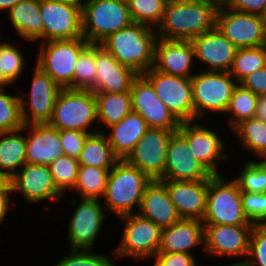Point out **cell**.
Instances as JSON below:
<instances>
[{
    "label": "cell",
    "instance_id": "1",
    "mask_svg": "<svg viewBox=\"0 0 266 266\" xmlns=\"http://www.w3.org/2000/svg\"><path fill=\"white\" fill-rule=\"evenodd\" d=\"M218 5L208 0H168L157 36L191 41L216 25Z\"/></svg>",
    "mask_w": 266,
    "mask_h": 266
},
{
    "label": "cell",
    "instance_id": "2",
    "mask_svg": "<svg viewBox=\"0 0 266 266\" xmlns=\"http://www.w3.org/2000/svg\"><path fill=\"white\" fill-rule=\"evenodd\" d=\"M157 32L151 26L132 22L126 28L110 34L100 45L121 65L144 74L154 66Z\"/></svg>",
    "mask_w": 266,
    "mask_h": 266
},
{
    "label": "cell",
    "instance_id": "3",
    "mask_svg": "<svg viewBox=\"0 0 266 266\" xmlns=\"http://www.w3.org/2000/svg\"><path fill=\"white\" fill-rule=\"evenodd\" d=\"M152 179L126 160H119L109 171L103 199L104 205L119 218L138 210L146 187Z\"/></svg>",
    "mask_w": 266,
    "mask_h": 266
},
{
    "label": "cell",
    "instance_id": "4",
    "mask_svg": "<svg viewBox=\"0 0 266 266\" xmlns=\"http://www.w3.org/2000/svg\"><path fill=\"white\" fill-rule=\"evenodd\" d=\"M81 17L83 38L94 44L133 22L128 4L119 0H84Z\"/></svg>",
    "mask_w": 266,
    "mask_h": 266
},
{
    "label": "cell",
    "instance_id": "5",
    "mask_svg": "<svg viewBox=\"0 0 266 266\" xmlns=\"http://www.w3.org/2000/svg\"><path fill=\"white\" fill-rule=\"evenodd\" d=\"M241 194L235 179L226 182L222 174L212 175L209 178L203 224L254 225L243 212Z\"/></svg>",
    "mask_w": 266,
    "mask_h": 266
},
{
    "label": "cell",
    "instance_id": "6",
    "mask_svg": "<svg viewBox=\"0 0 266 266\" xmlns=\"http://www.w3.org/2000/svg\"><path fill=\"white\" fill-rule=\"evenodd\" d=\"M97 119V102L93 91L62 88L56 98L53 114L47 123L57 130L88 132Z\"/></svg>",
    "mask_w": 266,
    "mask_h": 266
},
{
    "label": "cell",
    "instance_id": "7",
    "mask_svg": "<svg viewBox=\"0 0 266 266\" xmlns=\"http://www.w3.org/2000/svg\"><path fill=\"white\" fill-rule=\"evenodd\" d=\"M88 44L83 37L42 42L36 66L61 88L73 89L75 64L80 52Z\"/></svg>",
    "mask_w": 266,
    "mask_h": 266
},
{
    "label": "cell",
    "instance_id": "8",
    "mask_svg": "<svg viewBox=\"0 0 266 266\" xmlns=\"http://www.w3.org/2000/svg\"><path fill=\"white\" fill-rule=\"evenodd\" d=\"M230 72L201 71L191 77L192 100L194 104L195 120L203 117L205 109L225 113L233 89L237 85Z\"/></svg>",
    "mask_w": 266,
    "mask_h": 266
},
{
    "label": "cell",
    "instance_id": "9",
    "mask_svg": "<svg viewBox=\"0 0 266 266\" xmlns=\"http://www.w3.org/2000/svg\"><path fill=\"white\" fill-rule=\"evenodd\" d=\"M143 75L151 82L157 96L180 123L195 120L191 78L159 72L153 67Z\"/></svg>",
    "mask_w": 266,
    "mask_h": 266
},
{
    "label": "cell",
    "instance_id": "10",
    "mask_svg": "<svg viewBox=\"0 0 266 266\" xmlns=\"http://www.w3.org/2000/svg\"><path fill=\"white\" fill-rule=\"evenodd\" d=\"M120 218L126 224L115 254L121 258L132 256L137 260L153 258L159 250L162 228L136 211Z\"/></svg>",
    "mask_w": 266,
    "mask_h": 266
},
{
    "label": "cell",
    "instance_id": "11",
    "mask_svg": "<svg viewBox=\"0 0 266 266\" xmlns=\"http://www.w3.org/2000/svg\"><path fill=\"white\" fill-rule=\"evenodd\" d=\"M215 27L237 48L266 45L262 15L219 6Z\"/></svg>",
    "mask_w": 266,
    "mask_h": 266
},
{
    "label": "cell",
    "instance_id": "12",
    "mask_svg": "<svg viewBox=\"0 0 266 266\" xmlns=\"http://www.w3.org/2000/svg\"><path fill=\"white\" fill-rule=\"evenodd\" d=\"M43 42L82 38L81 6L59 0H40Z\"/></svg>",
    "mask_w": 266,
    "mask_h": 266
},
{
    "label": "cell",
    "instance_id": "13",
    "mask_svg": "<svg viewBox=\"0 0 266 266\" xmlns=\"http://www.w3.org/2000/svg\"><path fill=\"white\" fill-rule=\"evenodd\" d=\"M174 132L149 128L125 160L152 180H159L164 175L167 147Z\"/></svg>",
    "mask_w": 266,
    "mask_h": 266
},
{
    "label": "cell",
    "instance_id": "14",
    "mask_svg": "<svg viewBox=\"0 0 266 266\" xmlns=\"http://www.w3.org/2000/svg\"><path fill=\"white\" fill-rule=\"evenodd\" d=\"M31 84L27 100H24V96H20L22 121L24 125L47 124L52 117L56 98L62 88L38 66L34 69Z\"/></svg>",
    "mask_w": 266,
    "mask_h": 266
},
{
    "label": "cell",
    "instance_id": "15",
    "mask_svg": "<svg viewBox=\"0 0 266 266\" xmlns=\"http://www.w3.org/2000/svg\"><path fill=\"white\" fill-rule=\"evenodd\" d=\"M130 92L133 112L140 114L149 128L178 131L180 122L157 96L153 85L143 74L135 77Z\"/></svg>",
    "mask_w": 266,
    "mask_h": 266
},
{
    "label": "cell",
    "instance_id": "16",
    "mask_svg": "<svg viewBox=\"0 0 266 266\" xmlns=\"http://www.w3.org/2000/svg\"><path fill=\"white\" fill-rule=\"evenodd\" d=\"M101 203L99 199L81 198L67 228L71 250H93L103 220L107 216Z\"/></svg>",
    "mask_w": 266,
    "mask_h": 266
},
{
    "label": "cell",
    "instance_id": "17",
    "mask_svg": "<svg viewBox=\"0 0 266 266\" xmlns=\"http://www.w3.org/2000/svg\"><path fill=\"white\" fill-rule=\"evenodd\" d=\"M212 174L193 156L187 140L174 132L167 147L164 175L160 181H198L209 180Z\"/></svg>",
    "mask_w": 266,
    "mask_h": 266
},
{
    "label": "cell",
    "instance_id": "18",
    "mask_svg": "<svg viewBox=\"0 0 266 266\" xmlns=\"http://www.w3.org/2000/svg\"><path fill=\"white\" fill-rule=\"evenodd\" d=\"M254 225L204 224V250L214 256H248Z\"/></svg>",
    "mask_w": 266,
    "mask_h": 266
},
{
    "label": "cell",
    "instance_id": "19",
    "mask_svg": "<svg viewBox=\"0 0 266 266\" xmlns=\"http://www.w3.org/2000/svg\"><path fill=\"white\" fill-rule=\"evenodd\" d=\"M192 123V121L180 123L178 132L187 140L194 158L212 175H219L217 162L227 159V155L223 153L225 152L223 139L207 127Z\"/></svg>",
    "mask_w": 266,
    "mask_h": 266
},
{
    "label": "cell",
    "instance_id": "20",
    "mask_svg": "<svg viewBox=\"0 0 266 266\" xmlns=\"http://www.w3.org/2000/svg\"><path fill=\"white\" fill-rule=\"evenodd\" d=\"M11 192H20L27 202L58 200L62 195L54 182L48 165L26 163L8 181Z\"/></svg>",
    "mask_w": 266,
    "mask_h": 266
},
{
    "label": "cell",
    "instance_id": "21",
    "mask_svg": "<svg viewBox=\"0 0 266 266\" xmlns=\"http://www.w3.org/2000/svg\"><path fill=\"white\" fill-rule=\"evenodd\" d=\"M182 219L203 220L206 212L209 180L161 181Z\"/></svg>",
    "mask_w": 266,
    "mask_h": 266
},
{
    "label": "cell",
    "instance_id": "22",
    "mask_svg": "<svg viewBox=\"0 0 266 266\" xmlns=\"http://www.w3.org/2000/svg\"><path fill=\"white\" fill-rule=\"evenodd\" d=\"M195 59L207 64L206 71L230 72L237 47L216 27L191 40Z\"/></svg>",
    "mask_w": 266,
    "mask_h": 266
},
{
    "label": "cell",
    "instance_id": "23",
    "mask_svg": "<svg viewBox=\"0 0 266 266\" xmlns=\"http://www.w3.org/2000/svg\"><path fill=\"white\" fill-rule=\"evenodd\" d=\"M195 50L191 41L157 38L154 66L159 72L191 78Z\"/></svg>",
    "mask_w": 266,
    "mask_h": 266
},
{
    "label": "cell",
    "instance_id": "24",
    "mask_svg": "<svg viewBox=\"0 0 266 266\" xmlns=\"http://www.w3.org/2000/svg\"><path fill=\"white\" fill-rule=\"evenodd\" d=\"M95 92L123 93L130 91L138 75L132 69L121 65L100 44H95Z\"/></svg>",
    "mask_w": 266,
    "mask_h": 266
},
{
    "label": "cell",
    "instance_id": "25",
    "mask_svg": "<svg viewBox=\"0 0 266 266\" xmlns=\"http://www.w3.org/2000/svg\"><path fill=\"white\" fill-rule=\"evenodd\" d=\"M26 138V163L49 165L63 155L59 131L48 124L24 125Z\"/></svg>",
    "mask_w": 266,
    "mask_h": 266
},
{
    "label": "cell",
    "instance_id": "26",
    "mask_svg": "<svg viewBox=\"0 0 266 266\" xmlns=\"http://www.w3.org/2000/svg\"><path fill=\"white\" fill-rule=\"evenodd\" d=\"M137 213L162 229L182 219L170 199L166 186L160 180H152L146 187Z\"/></svg>",
    "mask_w": 266,
    "mask_h": 266
},
{
    "label": "cell",
    "instance_id": "27",
    "mask_svg": "<svg viewBox=\"0 0 266 266\" xmlns=\"http://www.w3.org/2000/svg\"><path fill=\"white\" fill-rule=\"evenodd\" d=\"M204 245V224L197 219H181L162 229L158 253H190V248Z\"/></svg>",
    "mask_w": 266,
    "mask_h": 266
},
{
    "label": "cell",
    "instance_id": "28",
    "mask_svg": "<svg viewBox=\"0 0 266 266\" xmlns=\"http://www.w3.org/2000/svg\"><path fill=\"white\" fill-rule=\"evenodd\" d=\"M109 129L111 134L107 135V138L114 154L120 160H125L149 126L140 114L132 111Z\"/></svg>",
    "mask_w": 266,
    "mask_h": 266
},
{
    "label": "cell",
    "instance_id": "29",
    "mask_svg": "<svg viewBox=\"0 0 266 266\" xmlns=\"http://www.w3.org/2000/svg\"><path fill=\"white\" fill-rule=\"evenodd\" d=\"M15 32L28 41L43 40L44 24L40 0H22L9 10Z\"/></svg>",
    "mask_w": 266,
    "mask_h": 266
},
{
    "label": "cell",
    "instance_id": "30",
    "mask_svg": "<svg viewBox=\"0 0 266 266\" xmlns=\"http://www.w3.org/2000/svg\"><path fill=\"white\" fill-rule=\"evenodd\" d=\"M21 131L0 132V175L6 181L26 164V138Z\"/></svg>",
    "mask_w": 266,
    "mask_h": 266
},
{
    "label": "cell",
    "instance_id": "31",
    "mask_svg": "<svg viewBox=\"0 0 266 266\" xmlns=\"http://www.w3.org/2000/svg\"><path fill=\"white\" fill-rule=\"evenodd\" d=\"M103 132H94L88 135L83 149L78 157L80 166L98 167L109 171L120 160L113 152L107 135Z\"/></svg>",
    "mask_w": 266,
    "mask_h": 266
},
{
    "label": "cell",
    "instance_id": "32",
    "mask_svg": "<svg viewBox=\"0 0 266 266\" xmlns=\"http://www.w3.org/2000/svg\"><path fill=\"white\" fill-rule=\"evenodd\" d=\"M97 102V120L108 128L133 111L131 92H94Z\"/></svg>",
    "mask_w": 266,
    "mask_h": 266
},
{
    "label": "cell",
    "instance_id": "33",
    "mask_svg": "<svg viewBox=\"0 0 266 266\" xmlns=\"http://www.w3.org/2000/svg\"><path fill=\"white\" fill-rule=\"evenodd\" d=\"M241 145L261 158L266 153V122L250 118L240 122L233 129Z\"/></svg>",
    "mask_w": 266,
    "mask_h": 266
},
{
    "label": "cell",
    "instance_id": "34",
    "mask_svg": "<svg viewBox=\"0 0 266 266\" xmlns=\"http://www.w3.org/2000/svg\"><path fill=\"white\" fill-rule=\"evenodd\" d=\"M108 174V169L79 166L74 189L80 193L81 198H101L105 193Z\"/></svg>",
    "mask_w": 266,
    "mask_h": 266
},
{
    "label": "cell",
    "instance_id": "35",
    "mask_svg": "<svg viewBox=\"0 0 266 266\" xmlns=\"http://www.w3.org/2000/svg\"><path fill=\"white\" fill-rule=\"evenodd\" d=\"M258 96L249 89L237 83L233 89L228 108L225 113H232L229 118V128L233 129L240 122L254 118L256 113Z\"/></svg>",
    "mask_w": 266,
    "mask_h": 266
},
{
    "label": "cell",
    "instance_id": "36",
    "mask_svg": "<svg viewBox=\"0 0 266 266\" xmlns=\"http://www.w3.org/2000/svg\"><path fill=\"white\" fill-rule=\"evenodd\" d=\"M266 66V45L253 48H238L230 70L234 81L240 83L252 72Z\"/></svg>",
    "mask_w": 266,
    "mask_h": 266
},
{
    "label": "cell",
    "instance_id": "37",
    "mask_svg": "<svg viewBox=\"0 0 266 266\" xmlns=\"http://www.w3.org/2000/svg\"><path fill=\"white\" fill-rule=\"evenodd\" d=\"M95 44L89 43L81 52L74 69L73 89L95 92Z\"/></svg>",
    "mask_w": 266,
    "mask_h": 266
},
{
    "label": "cell",
    "instance_id": "38",
    "mask_svg": "<svg viewBox=\"0 0 266 266\" xmlns=\"http://www.w3.org/2000/svg\"><path fill=\"white\" fill-rule=\"evenodd\" d=\"M168 0H129L127 2L131 19L154 28L160 24Z\"/></svg>",
    "mask_w": 266,
    "mask_h": 266
},
{
    "label": "cell",
    "instance_id": "39",
    "mask_svg": "<svg viewBox=\"0 0 266 266\" xmlns=\"http://www.w3.org/2000/svg\"><path fill=\"white\" fill-rule=\"evenodd\" d=\"M79 162L75 158L62 155L48 165L58 191L63 195L66 190L73 189L79 170Z\"/></svg>",
    "mask_w": 266,
    "mask_h": 266
},
{
    "label": "cell",
    "instance_id": "40",
    "mask_svg": "<svg viewBox=\"0 0 266 266\" xmlns=\"http://www.w3.org/2000/svg\"><path fill=\"white\" fill-rule=\"evenodd\" d=\"M0 87V132H11L22 129L20 96L5 94Z\"/></svg>",
    "mask_w": 266,
    "mask_h": 266
},
{
    "label": "cell",
    "instance_id": "41",
    "mask_svg": "<svg viewBox=\"0 0 266 266\" xmlns=\"http://www.w3.org/2000/svg\"><path fill=\"white\" fill-rule=\"evenodd\" d=\"M25 59L20 49L11 43H0V65L3 71V87L16 82L22 74Z\"/></svg>",
    "mask_w": 266,
    "mask_h": 266
},
{
    "label": "cell",
    "instance_id": "42",
    "mask_svg": "<svg viewBox=\"0 0 266 266\" xmlns=\"http://www.w3.org/2000/svg\"><path fill=\"white\" fill-rule=\"evenodd\" d=\"M234 179L242 192L266 193V163L250 160Z\"/></svg>",
    "mask_w": 266,
    "mask_h": 266
},
{
    "label": "cell",
    "instance_id": "43",
    "mask_svg": "<svg viewBox=\"0 0 266 266\" xmlns=\"http://www.w3.org/2000/svg\"><path fill=\"white\" fill-rule=\"evenodd\" d=\"M248 258L237 261L236 264L239 266H266V224L253 226L249 241Z\"/></svg>",
    "mask_w": 266,
    "mask_h": 266
},
{
    "label": "cell",
    "instance_id": "44",
    "mask_svg": "<svg viewBox=\"0 0 266 266\" xmlns=\"http://www.w3.org/2000/svg\"><path fill=\"white\" fill-rule=\"evenodd\" d=\"M92 251L72 249L71 255L62 258L54 266H116L113 259Z\"/></svg>",
    "mask_w": 266,
    "mask_h": 266
},
{
    "label": "cell",
    "instance_id": "45",
    "mask_svg": "<svg viewBox=\"0 0 266 266\" xmlns=\"http://www.w3.org/2000/svg\"><path fill=\"white\" fill-rule=\"evenodd\" d=\"M243 212L250 223L266 224V193L242 192Z\"/></svg>",
    "mask_w": 266,
    "mask_h": 266
},
{
    "label": "cell",
    "instance_id": "46",
    "mask_svg": "<svg viewBox=\"0 0 266 266\" xmlns=\"http://www.w3.org/2000/svg\"><path fill=\"white\" fill-rule=\"evenodd\" d=\"M60 141L62 144L63 155H67L71 158L78 159L80 152L83 149V145L88 135L86 133L77 130H58Z\"/></svg>",
    "mask_w": 266,
    "mask_h": 266
},
{
    "label": "cell",
    "instance_id": "47",
    "mask_svg": "<svg viewBox=\"0 0 266 266\" xmlns=\"http://www.w3.org/2000/svg\"><path fill=\"white\" fill-rule=\"evenodd\" d=\"M153 258V266H199L192 254L187 253H157Z\"/></svg>",
    "mask_w": 266,
    "mask_h": 266
},
{
    "label": "cell",
    "instance_id": "48",
    "mask_svg": "<svg viewBox=\"0 0 266 266\" xmlns=\"http://www.w3.org/2000/svg\"><path fill=\"white\" fill-rule=\"evenodd\" d=\"M222 6L251 14L263 15L266 12V0H226Z\"/></svg>",
    "mask_w": 266,
    "mask_h": 266
},
{
    "label": "cell",
    "instance_id": "49",
    "mask_svg": "<svg viewBox=\"0 0 266 266\" xmlns=\"http://www.w3.org/2000/svg\"><path fill=\"white\" fill-rule=\"evenodd\" d=\"M239 84L257 96L266 95V66L252 72Z\"/></svg>",
    "mask_w": 266,
    "mask_h": 266
},
{
    "label": "cell",
    "instance_id": "50",
    "mask_svg": "<svg viewBox=\"0 0 266 266\" xmlns=\"http://www.w3.org/2000/svg\"><path fill=\"white\" fill-rule=\"evenodd\" d=\"M11 190L8 181L0 188V224L5 220V216L10 209Z\"/></svg>",
    "mask_w": 266,
    "mask_h": 266
},
{
    "label": "cell",
    "instance_id": "51",
    "mask_svg": "<svg viewBox=\"0 0 266 266\" xmlns=\"http://www.w3.org/2000/svg\"><path fill=\"white\" fill-rule=\"evenodd\" d=\"M255 117L266 122V95L258 96Z\"/></svg>",
    "mask_w": 266,
    "mask_h": 266
},
{
    "label": "cell",
    "instance_id": "52",
    "mask_svg": "<svg viewBox=\"0 0 266 266\" xmlns=\"http://www.w3.org/2000/svg\"><path fill=\"white\" fill-rule=\"evenodd\" d=\"M22 0H0V10L8 9V11Z\"/></svg>",
    "mask_w": 266,
    "mask_h": 266
},
{
    "label": "cell",
    "instance_id": "53",
    "mask_svg": "<svg viewBox=\"0 0 266 266\" xmlns=\"http://www.w3.org/2000/svg\"><path fill=\"white\" fill-rule=\"evenodd\" d=\"M59 1L67 2V3L74 4V5H79V6H82L83 4V0H59Z\"/></svg>",
    "mask_w": 266,
    "mask_h": 266
},
{
    "label": "cell",
    "instance_id": "54",
    "mask_svg": "<svg viewBox=\"0 0 266 266\" xmlns=\"http://www.w3.org/2000/svg\"><path fill=\"white\" fill-rule=\"evenodd\" d=\"M263 18V26H264V36L266 39V12L262 15Z\"/></svg>",
    "mask_w": 266,
    "mask_h": 266
},
{
    "label": "cell",
    "instance_id": "55",
    "mask_svg": "<svg viewBox=\"0 0 266 266\" xmlns=\"http://www.w3.org/2000/svg\"><path fill=\"white\" fill-rule=\"evenodd\" d=\"M216 3L218 6H221L225 3L226 0H208Z\"/></svg>",
    "mask_w": 266,
    "mask_h": 266
},
{
    "label": "cell",
    "instance_id": "56",
    "mask_svg": "<svg viewBox=\"0 0 266 266\" xmlns=\"http://www.w3.org/2000/svg\"><path fill=\"white\" fill-rule=\"evenodd\" d=\"M0 87H3V71L1 70V65H0Z\"/></svg>",
    "mask_w": 266,
    "mask_h": 266
},
{
    "label": "cell",
    "instance_id": "57",
    "mask_svg": "<svg viewBox=\"0 0 266 266\" xmlns=\"http://www.w3.org/2000/svg\"><path fill=\"white\" fill-rule=\"evenodd\" d=\"M7 181L0 175V188L6 183Z\"/></svg>",
    "mask_w": 266,
    "mask_h": 266
},
{
    "label": "cell",
    "instance_id": "58",
    "mask_svg": "<svg viewBox=\"0 0 266 266\" xmlns=\"http://www.w3.org/2000/svg\"><path fill=\"white\" fill-rule=\"evenodd\" d=\"M264 159L262 162H265L266 163V153L261 157V159Z\"/></svg>",
    "mask_w": 266,
    "mask_h": 266
},
{
    "label": "cell",
    "instance_id": "59",
    "mask_svg": "<svg viewBox=\"0 0 266 266\" xmlns=\"http://www.w3.org/2000/svg\"><path fill=\"white\" fill-rule=\"evenodd\" d=\"M227 266H239V265H237L236 263H233V264H230V265H227Z\"/></svg>",
    "mask_w": 266,
    "mask_h": 266
},
{
    "label": "cell",
    "instance_id": "60",
    "mask_svg": "<svg viewBox=\"0 0 266 266\" xmlns=\"http://www.w3.org/2000/svg\"><path fill=\"white\" fill-rule=\"evenodd\" d=\"M119 1H123V2H126L127 3L129 0H119Z\"/></svg>",
    "mask_w": 266,
    "mask_h": 266
}]
</instances>
